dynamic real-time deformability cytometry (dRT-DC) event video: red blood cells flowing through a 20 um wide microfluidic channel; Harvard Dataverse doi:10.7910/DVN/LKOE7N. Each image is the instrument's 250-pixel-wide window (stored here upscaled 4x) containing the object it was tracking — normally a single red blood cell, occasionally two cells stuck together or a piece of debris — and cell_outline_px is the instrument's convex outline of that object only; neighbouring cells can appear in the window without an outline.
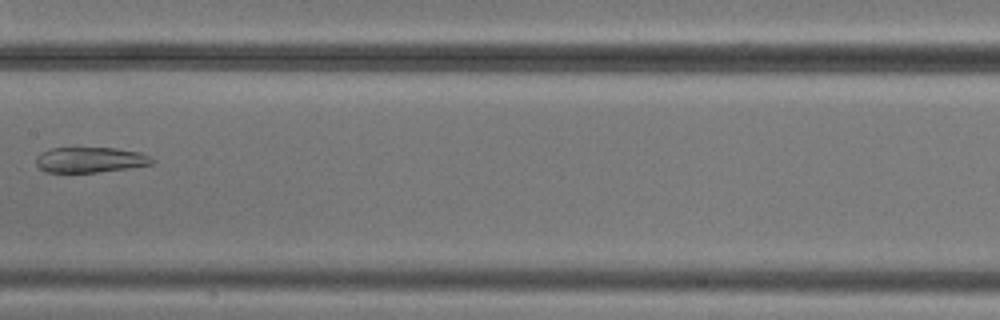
{"species": "common noctule bat (a hibernating species)", "species_latin": "Nyctalus noctula", "temperature_condition": "cold", "stored_images_in_passage": 8, "camera_frame_rate_fps": 3000, "um_per_image_px": 0.085, "animal": {"sex": "male", "body_mass_g": 20.5, "forearm_length_mm": 52.5}, "frame": {"image": 1, "passage_image": 7, "time_ms": 8.0, "image_size_px": [1000, 320], "cell_outline_px": [[156, 160], [152, 164], [128, 168], [96, 172], [44, 172], [36, 164], [36, 156], [40, 152], [52, 148], [116, 148], [140, 152]], "centroid_in_image_um": [7.65, 13.58], "position_along_channel_um": 199.8, "area_um2": 17.17}}
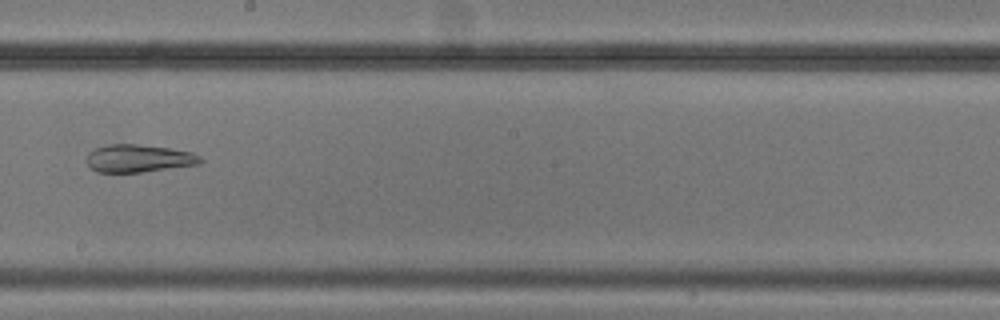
{"frame": {"image": 2, "passage_image": 8, "time_ms": 9.0, "image_size_px": [1000, 320], "cell_outline_px": [[204, 160], [200, 164], [140, 172], [96, 172], [88, 168], [88, 152], [96, 148], [108, 144], [136, 144], [168, 148], [192, 152], [200, 156]], "centroid_in_image_um": [11.78, 13.46], "position_along_channel_um": 236.4, "area_um2": 18.32}}